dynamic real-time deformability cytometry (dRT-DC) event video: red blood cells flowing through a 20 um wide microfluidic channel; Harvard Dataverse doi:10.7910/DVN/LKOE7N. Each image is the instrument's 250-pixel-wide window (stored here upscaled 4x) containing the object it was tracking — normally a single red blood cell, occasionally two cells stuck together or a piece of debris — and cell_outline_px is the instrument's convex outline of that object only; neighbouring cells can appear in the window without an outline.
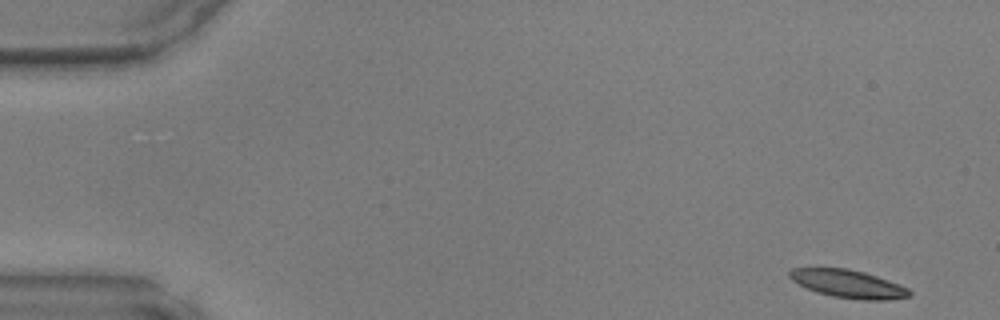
{"species": "common noctule bat (a hibernating species)", "species_latin": "Nyctalus noctula", "temperature_condition": "warm", "stored_images_in_passage": 47, "camera_frame_rate_fps": 3000, "um_per_image_px": 0.085, "animal": {"sex": "male", "body_mass_g": 17.9, "forearm_length_mm": 54.2}, "frame": {"image": 1, "passage_image": 1, "time_ms": 0.0, "image_size_px": [1000, 320], "cell_outline_px": [[912, 292], [908, 296], [888, 300], [864, 300], [832, 296], [816, 292], [792, 280], [788, 276], [788, 272], [792, 268], [848, 268], [864, 272], [900, 284], [908, 288]], "centroid_in_image_um": [72.1, 24.12], "position_along_channel_um": 12.9, "area_um2": 19.42}}
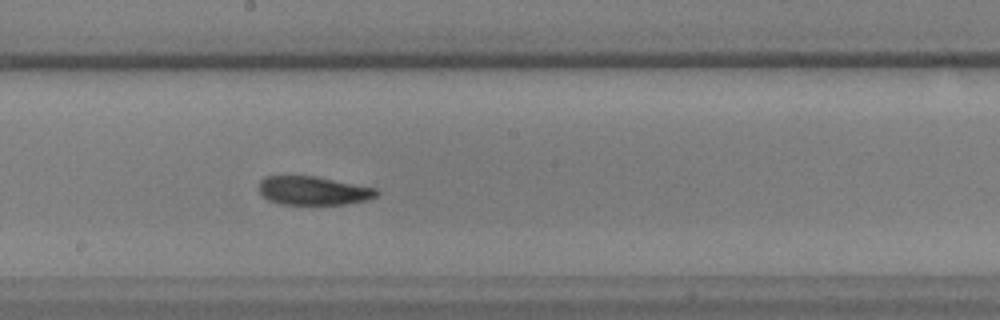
{"frame": {"image": 2, "passage_image": 25, "time_ms": 8.0, "image_size_px": [1000, 320], "cell_outline_px": [[380, 192], [376, 196], [368, 200], [344, 204], [280, 204], [268, 200], [260, 192], [260, 180], [264, 176], [316, 176], [376, 188]], "centroid_in_image_um": [26.64, 16.2], "position_along_channel_um": 221.6, "area_um2": 19.59}}
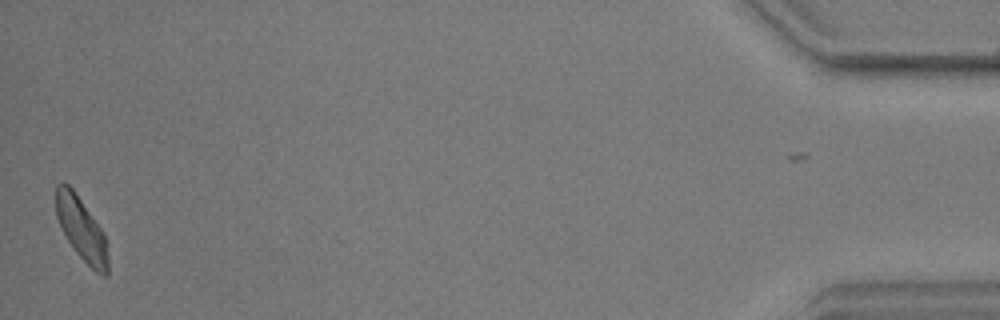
{"frame": {"image": 3, "passage_image": 46, "time_ms": 15.0, "image_size_px": [1000, 320], "cell_outline_px": [[108, 276], [104, 276], [96, 272], [76, 252], [60, 228], [56, 216], [56, 184], [68, 184], [76, 192], [104, 232], [108, 244]], "centroid_in_image_um": [6.95, 19.47], "position_along_channel_um": 428.3, "area_um2": 19.25}}